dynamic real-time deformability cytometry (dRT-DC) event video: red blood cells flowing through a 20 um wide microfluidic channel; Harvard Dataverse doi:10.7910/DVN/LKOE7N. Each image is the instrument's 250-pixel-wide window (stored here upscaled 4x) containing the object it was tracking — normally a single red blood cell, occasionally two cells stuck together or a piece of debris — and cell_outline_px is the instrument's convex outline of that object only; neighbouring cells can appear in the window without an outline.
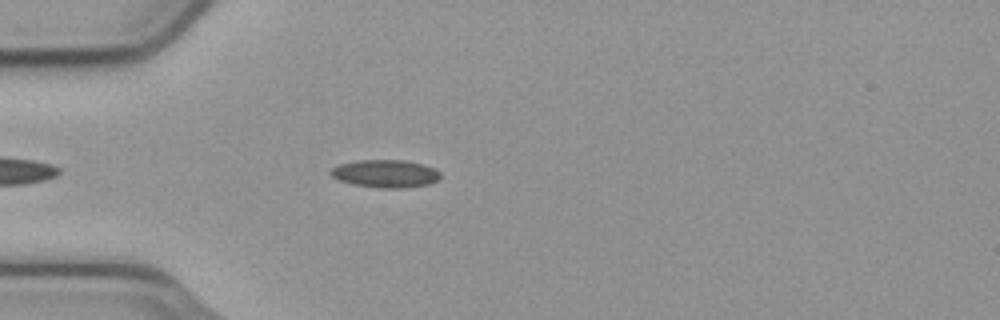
{"species": "common noctule bat (a hibernating species)", "species_latin": "Nyctalus noctula", "temperature_condition": "cold", "stored_images_in_passage": 18, "camera_frame_rate_fps": 3000, "um_per_image_px": 0.085, "animal": {"sex": "male", "body_mass_g": 23.1, "forearm_length_mm": 52.7}, "frame": {"image": 1, "passage_image": 7, "time_ms": 2.0, "image_size_px": [1000, 320], "cell_outline_px": [[440, 176], [436, 180], [428, 184], [404, 188], [380, 188], [352, 184], [336, 180], [328, 172], [332, 168], [340, 164], [360, 160], [404, 160], [424, 164], [440, 172]], "centroid_in_image_um": [32.72, 14.76], "position_along_channel_um": 52.3, "area_um2": 17.74}}
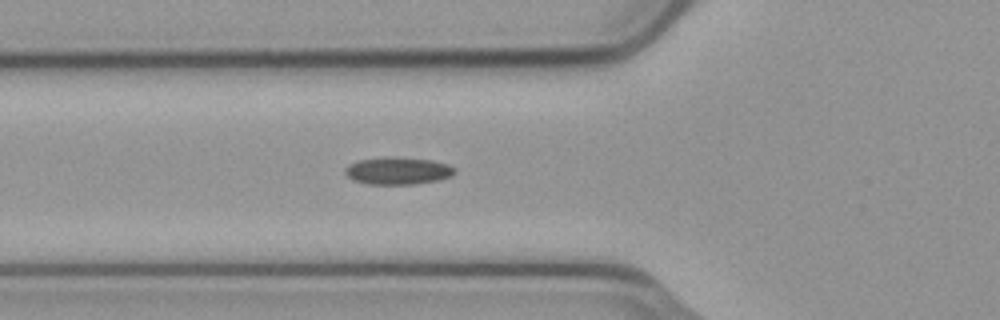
{"frame": {"image": 2, "passage_image": 11, "time_ms": 3.333, "image_size_px": [1000, 320], "cell_outline_px": [[456, 172], [452, 176], [440, 180], [416, 184], [368, 184], [352, 180], [344, 172], [344, 168], [348, 164], [360, 160], [432, 160], [448, 164], [456, 168]], "centroid_in_image_um": [33.86, 14.58], "position_along_channel_um": 91.9, "area_um2": 16.65}}
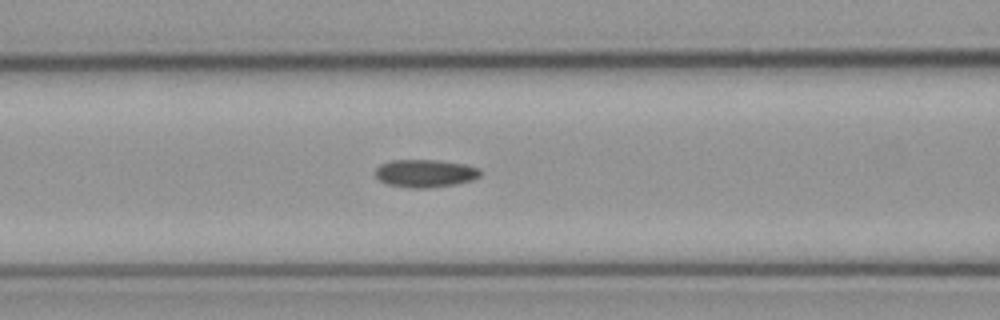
{"frame": {"image": 3, "passage_image": 14, "time_ms": 4.333, "image_size_px": [1000, 320], "cell_outline_px": [[480, 176], [472, 180], [456, 184], [428, 188], [408, 188], [388, 184], [380, 180], [376, 176], [376, 168], [380, 164], [392, 160], [440, 160], [464, 164], [480, 168]], "centroid_in_image_um": [36.15, 14.73], "position_along_channel_um": 130.4, "area_um2": 17.05}}